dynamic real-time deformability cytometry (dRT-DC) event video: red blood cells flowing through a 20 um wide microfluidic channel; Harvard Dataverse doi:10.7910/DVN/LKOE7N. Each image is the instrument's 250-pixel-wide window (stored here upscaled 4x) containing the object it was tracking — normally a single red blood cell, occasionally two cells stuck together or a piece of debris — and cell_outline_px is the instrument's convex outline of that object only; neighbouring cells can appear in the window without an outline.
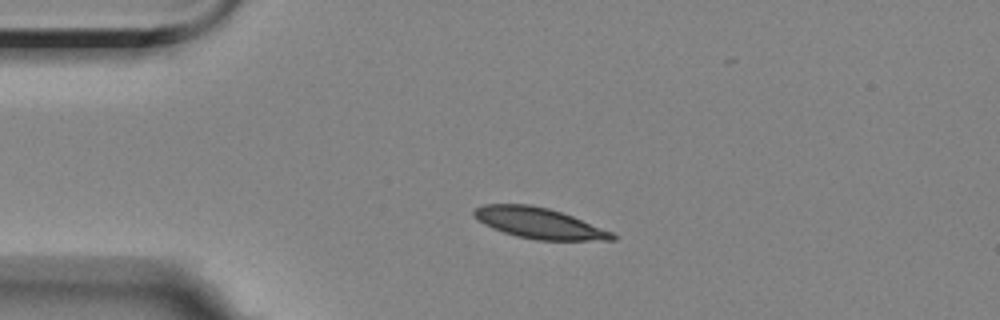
{"species": "Egyptian fruit bat (a non-hibernating species)", "species_latin": "Rousettus aegyptiacus", "temperature_condition": "room temperature", "stored_images_in_passage": 4, "camera_frame_rate_fps": 3000, "um_per_image_px": 0.085, "animal": {"sex": "female"}, "frame": {"image": 1, "passage_image": 3, "time_ms": 2.333, "image_size_px": [1000, 320], "cell_outline_px": [[616, 240], [536, 240], [516, 236], [492, 228], [476, 220], [472, 216], [472, 212], [476, 208], [484, 204], [528, 204], [548, 208], [572, 216], [612, 232], [616, 236]], "centroid_in_image_um": [45.77, 18.97], "position_along_channel_um": 39.2, "area_um2": 24.68}}